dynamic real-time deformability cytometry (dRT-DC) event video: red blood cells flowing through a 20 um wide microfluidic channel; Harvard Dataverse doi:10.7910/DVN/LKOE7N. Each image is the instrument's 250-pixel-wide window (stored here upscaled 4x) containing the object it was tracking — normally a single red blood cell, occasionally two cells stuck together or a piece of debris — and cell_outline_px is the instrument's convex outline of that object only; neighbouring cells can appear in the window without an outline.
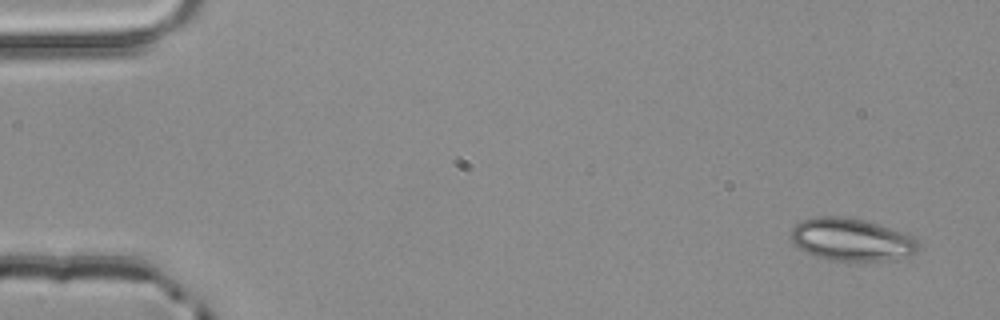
{"species": "common noctule bat (a hibernating species)", "species_latin": "Nyctalus noctula", "temperature_condition": "room temperature", "stored_images_in_passage": 3, "camera_frame_rate_fps": 3000, "um_per_image_px": 0.085, "animal": {"sex": "male", "body_mass_g": 20.4}, "frame": {"image": 1, "passage_image": 1, "time_ms": 0.0, "image_size_px": [1000, 320], "cell_outline_px": [[920, 244], [916, 252], [912, 256], [884, 260], [832, 260], [816, 256], [804, 252], [792, 244], [788, 240], [792, 228], [796, 224], [804, 220], [816, 216], [848, 216], [864, 220], [908, 232]], "centroid_in_image_um": [72.37, 20.35], "position_along_channel_um": 12.6, "area_um2": 32.08}}